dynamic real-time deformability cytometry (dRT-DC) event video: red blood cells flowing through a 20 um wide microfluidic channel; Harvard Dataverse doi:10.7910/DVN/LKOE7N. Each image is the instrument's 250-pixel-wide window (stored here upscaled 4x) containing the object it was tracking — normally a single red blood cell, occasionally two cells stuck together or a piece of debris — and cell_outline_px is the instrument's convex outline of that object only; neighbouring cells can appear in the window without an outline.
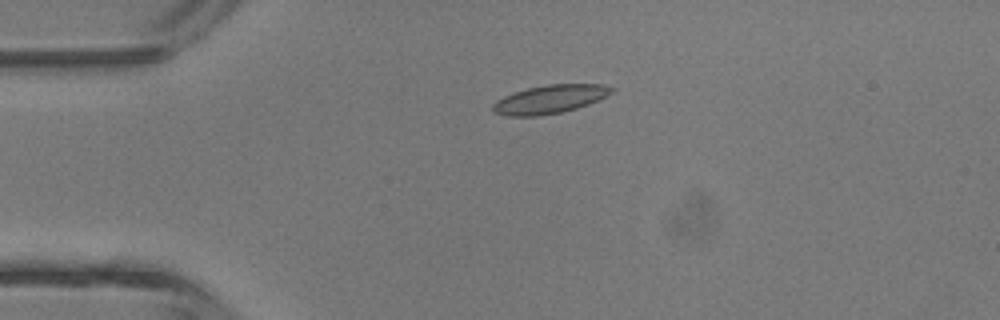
{"species": "common noctule bat (a hibernating species)", "species_latin": "Nyctalus noctula", "temperature_condition": "room temperature", "stored_images_in_passage": 2, "camera_frame_rate_fps": 3000, "um_per_image_px": 0.085, "animal": {"sex": "male", "body_mass_g": 13.3}, "frame": {"image": 1, "passage_image": 1, "time_ms": 0.0, "image_size_px": [1000, 320], "cell_outline_px": [[616, 88], [612, 92], [588, 104], [576, 108], [560, 112], [540, 116], [508, 116], [492, 112], [492, 104], [496, 100], [504, 96], [528, 88], [548, 84], [604, 84]], "centroid_in_image_um": [46.71, 8.43], "position_along_channel_um": 38.3, "area_um2": 19.54}}